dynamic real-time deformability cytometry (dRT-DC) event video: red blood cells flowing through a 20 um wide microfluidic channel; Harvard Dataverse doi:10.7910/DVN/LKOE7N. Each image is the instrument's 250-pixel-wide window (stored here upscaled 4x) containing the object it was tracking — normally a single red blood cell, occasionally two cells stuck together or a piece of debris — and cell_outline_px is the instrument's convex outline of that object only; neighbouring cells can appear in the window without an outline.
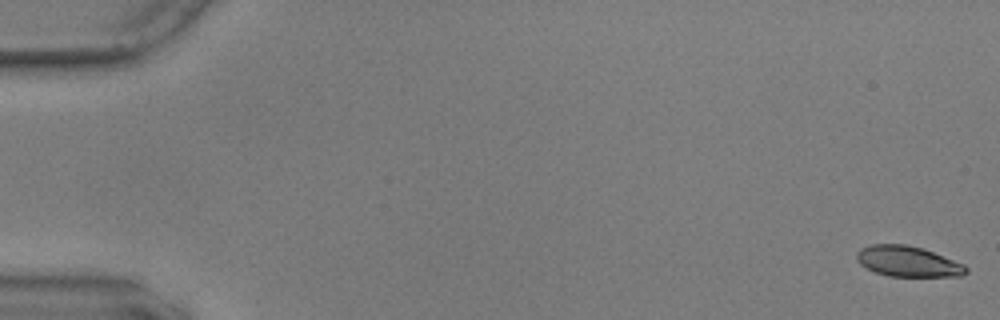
{"species": "common noctule bat (a hibernating species)", "species_latin": "Nyctalus noctula", "temperature_condition": "warm", "stored_images_in_passage": 57, "camera_frame_rate_fps": 3000, "um_per_image_px": 0.085, "animal": {"sex": "male", "body_mass_g": 17.9, "forearm_length_mm": 54.2}, "frame": {"image": 1, "passage_image": 1, "time_ms": 0.0, "image_size_px": [1000, 320], "cell_outline_px": [[968, 272], [960, 276], [888, 276], [876, 272], [860, 264], [856, 260], [856, 252], [860, 248], [872, 244], [904, 244], [924, 248], [964, 264], [968, 268]], "centroid_in_image_um": [77.17, 22.21], "position_along_channel_um": 7.8, "area_um2": 19.54}}
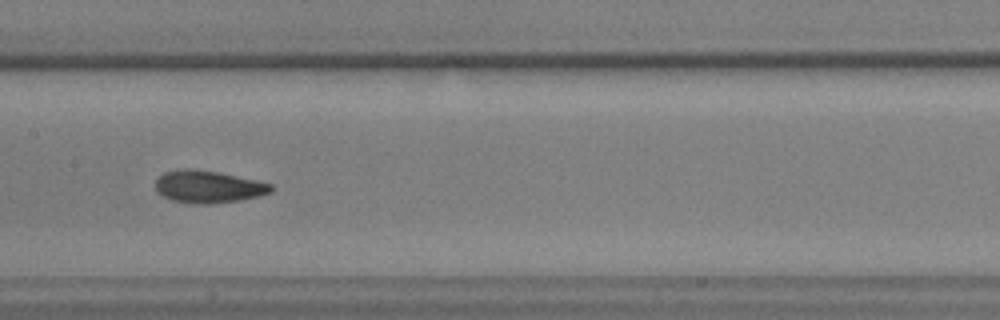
{"frame": {"image": 2, "passage_image": 29, "time_ms": 9.333, "image_size_px": [1000, 320], "cell_outline_px": [[272, 192], [260, 196], [240, 200], [212, 204], [196, 204], [172, 200], [156, 192], [156, 180], [164, 172], [184, 168], [188, 168], [220, 172], [256, 180], [272, 184]], "centroid_in_image_um": [17.71, 15.87], "position_along_channel_um": 189.7, "area_um2": 21.85}}
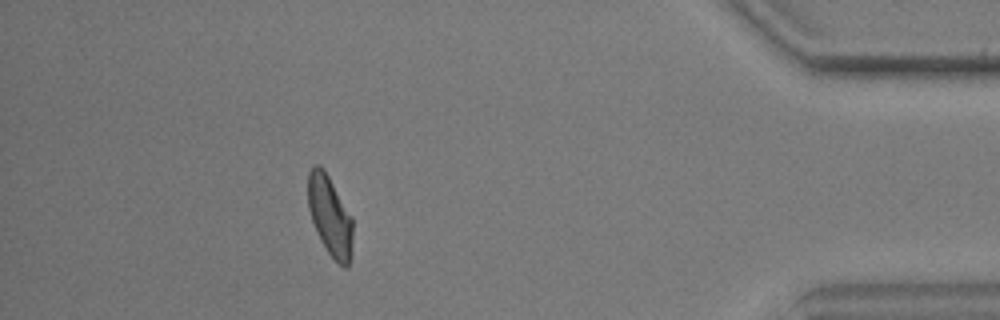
{"frame": {"image": 3, "passage_image": 51, "time_ms": 16.667, "image_size_px": [1000, 320], "cell_outline_px": [[352, 256], [348, 268], [344, 268], [328, 252], [320, 240], [316, 232], [308, 208], [308, 172], [316, 164], [320, 164], [324, 168], [352, 216]], "centroid_in_image_um": [28.05, 18.35], "position_along_channel_um": 407.1, "area_um2": 21.04}, "authors_computed_cell_mechanics": {"area_um2": 20.9814, "velocity_mm_per_s": 3.5925, "shape_relaxation_time_tau1_ms": 4.8071, "shape_relaxation_time_tau2_ms": 2.41, "deformation_change_tau1": 0.1555, "deformation_change_tau2": 0.0791}}